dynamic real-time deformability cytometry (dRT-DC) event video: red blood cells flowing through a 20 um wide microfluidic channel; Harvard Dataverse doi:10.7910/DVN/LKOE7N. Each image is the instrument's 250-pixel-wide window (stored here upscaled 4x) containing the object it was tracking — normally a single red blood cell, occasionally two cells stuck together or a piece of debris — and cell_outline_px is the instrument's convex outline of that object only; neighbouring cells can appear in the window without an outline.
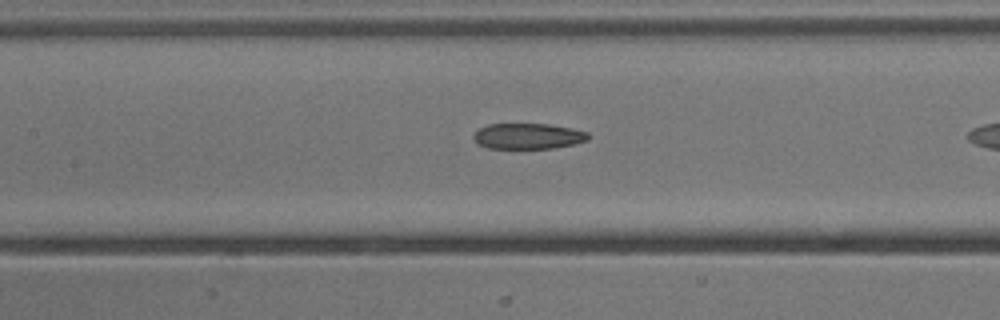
{"species": "common noctule bat (a hibernating species)", "species_latin": "Nyctalus noctula", "temperature_condition": "cold", "stored_images_in_passage": 17, "camera_frame_rate_fps": 3000, "um_per_image_px": 0.085, "animal": {"sex": "male", "body_mass_g": 13.3}, "frame": {"image": 1, "passage_image": 10, "time_ms": 3.0, "image_size_px": [1000, 320], "cell_outline_px": [[592, 136], [588, 140], [572, 144], [552, 148], [488, 148], [476, 144], [472, 136], [480, 128], [488, 124], [548, 124], [572, 128], [588, 132]], "centroid_in_image_um": [44.89, 11.57], "position_along_channel_um": 162.5, "area_um2": 17.22}}